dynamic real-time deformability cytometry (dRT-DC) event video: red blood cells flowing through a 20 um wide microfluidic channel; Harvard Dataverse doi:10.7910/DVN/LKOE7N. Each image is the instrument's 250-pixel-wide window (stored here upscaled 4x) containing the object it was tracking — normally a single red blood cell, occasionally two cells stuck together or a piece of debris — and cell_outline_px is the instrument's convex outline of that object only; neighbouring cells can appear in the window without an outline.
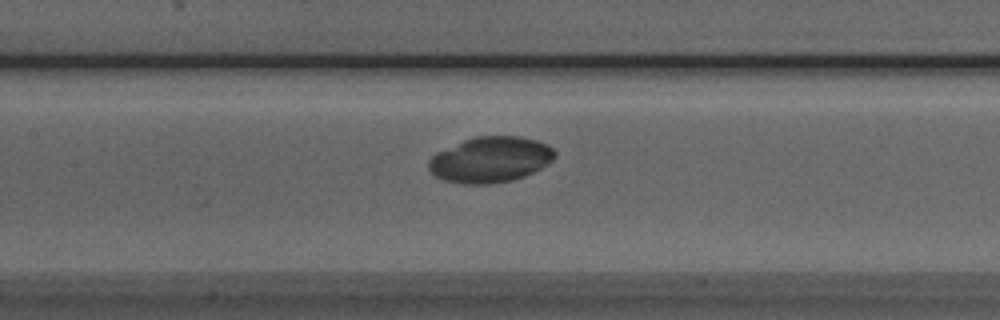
{"species": "Egyptian fruit bat (a non-hibernating species)", "species_latin": "Rousettus aegyptiacus", "temperature_condition": "room temperature", "stored_images_in_passage": 51, "camera_frame_rate_fps": 3000, "um_per_image_px": 0.085, "animal": {"sex": "male"}, "frame": {"image": 1, "passage_image": 23, "time_ms": 7.333, "image_size_px": [1000, 320], "cell_outline_px": [[556, 156], [548, 164], [524, 176], [512, 180], [492, 184], [464, 184], [444, 180], [436, 176], [428, 168], [428, 160], [436, 152], [464, 140], [476, 136], [520, 136], [536, 140], [548, 144], [556, 152]], "centroid_in_image_um": [41.69, 13.56], "position_along_channel_um": 165.7, "area_um2": 33.64}}
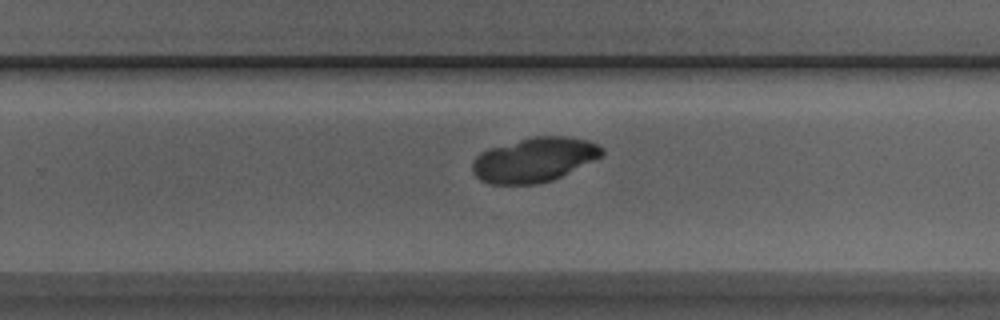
{"frame": {"image": 2, "passage_image": 32, "time_ms": 10.333, "image_size_px": [1000, 320], "cell_outline_px": [[604, 156], [552, 180], [540, 184], [488, 184], [480, 180], [472, 172], [472, 164], [476, 156], [480, 152], [488, 148], [532, 136], [568, 136], [588, 140], [600, 144], [604, 148]], "centroid_in_image_um": [45.43, 13.57], "position_along_channel_um": 284.4, "area_um2": 33.99}}
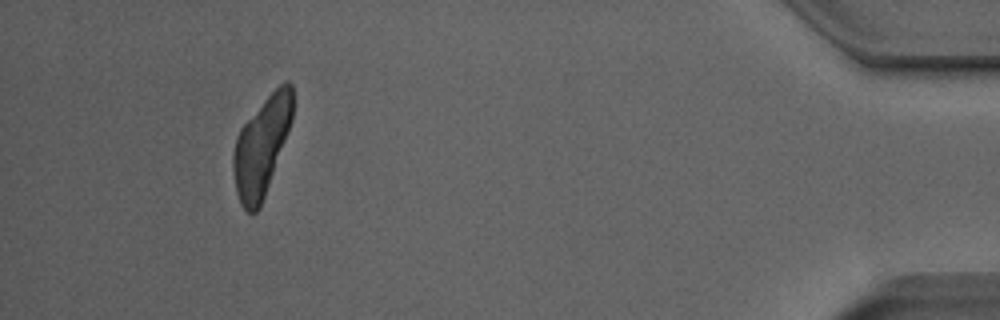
{"frame": {"image": 3, "passage_image": 47, "time_ms": 15.333, "image_size_px": [1000, 320], "cell_outline_px": [[292, 120], [260, 208], [256, 212], [248, 212], [240, 204], [236, 192], [232, 168], [232, 152], [236, 136], [240, 128], [264, 100], [284, 80], [288, 80], [292, 84]], "centroid_in_image_um": [22.2, 12.45], "position_along_channel_um": 413.0, "area_um2": 33.76}}